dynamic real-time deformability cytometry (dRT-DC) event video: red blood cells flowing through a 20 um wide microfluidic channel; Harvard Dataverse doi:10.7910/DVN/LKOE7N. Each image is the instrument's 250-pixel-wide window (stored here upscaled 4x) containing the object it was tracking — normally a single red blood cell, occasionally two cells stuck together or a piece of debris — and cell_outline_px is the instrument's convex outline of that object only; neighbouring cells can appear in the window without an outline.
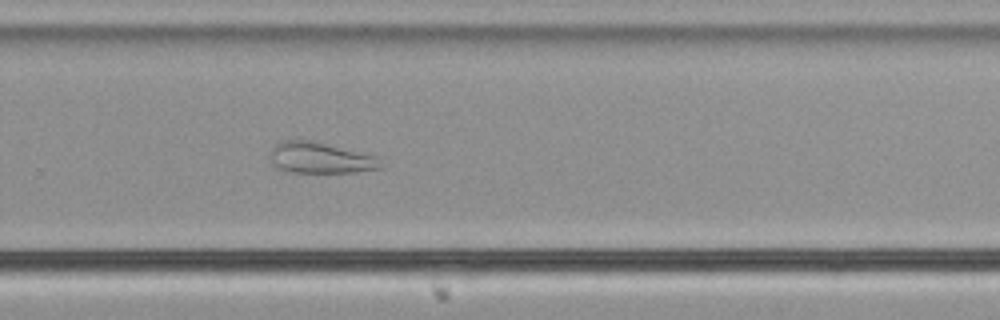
{"species": "common noctule bat (a hibernating species)", "species_latin": "Nyctalus noctula", "temperature_condition": "cold", "stored_images_in_passage": 56, "camera_frame_rate_fps": 3000, "um_per_image_px": 0.085, "animal": {"sex": "male", "body_mass_g": 21.5, "forearm_length_mm": 52.0}, "frame": {"image": 1, "passage_image": 38, "time_ms": 12.333, "image_size_px": [1000, 320], "cell_outline_px": [[380, 168], [356, 172], [288, 172], [276, 168], [272, 164], [268, 156], [272, 148], [280, 140], [308, 140], [376, 156]], "centroid_in_image_um": [27.1, 13.42], "position_along_channel_um": 302.7, "area_um2": 19.71}}
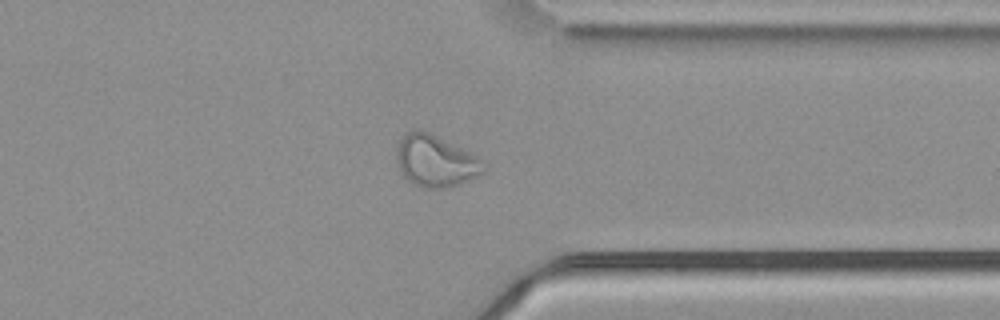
{"frame": {"image": 2, "passage_image": 44, "time_ms": 14.333, "image_size_px": [1000, 320], "cell_outline_px": [[488, 168], [484, 172], [460, 184], [444, 188], [424, 188], [408, 180], [400, 172], [396, 160], [396, 148], [400, 140], [412, 128], [416, 128], [428, 132], [476, 156], [488, 164]], "centroid_in_image_um": [37.01, 13.69], "position_along_channel_um": 374.4, "area_um2": 26.13}}
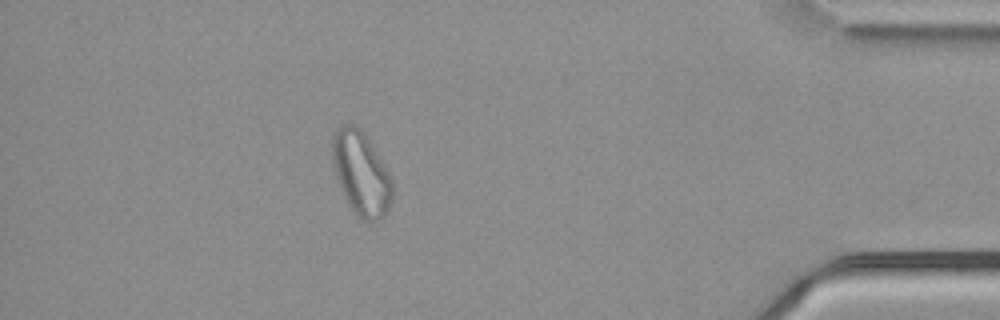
{"frame": {"image": 3, "passage_image": 50, "time_ms": 16.333, "image_size_px": [1000, 320], "cell_outline_px": [[392, 204], [384, 216], [380, 220], [360, 220], [356, 216], [348, 204], [344, 196], [336, 176], [332, 164], [332, 132], [340, 124], [348, 120], [356, 124], [364, 132], [380, 156], [392, 180]], "centroid_in_image_um": [30.68, 14.68], "position_along_channel_um": 404.5, "area_um2": 30.0}, "authors_computed_cell_mechanics": {"area_um2": 29.3624, "velocity_mm_per_s": 3.7253, "shape_relaxation_time_tau1_ms": null, "shape_relaxation_time_tau2_ms": 4.2865, "deformation_change_tau1": null, "deformation_change_tau2": 0.1236}}